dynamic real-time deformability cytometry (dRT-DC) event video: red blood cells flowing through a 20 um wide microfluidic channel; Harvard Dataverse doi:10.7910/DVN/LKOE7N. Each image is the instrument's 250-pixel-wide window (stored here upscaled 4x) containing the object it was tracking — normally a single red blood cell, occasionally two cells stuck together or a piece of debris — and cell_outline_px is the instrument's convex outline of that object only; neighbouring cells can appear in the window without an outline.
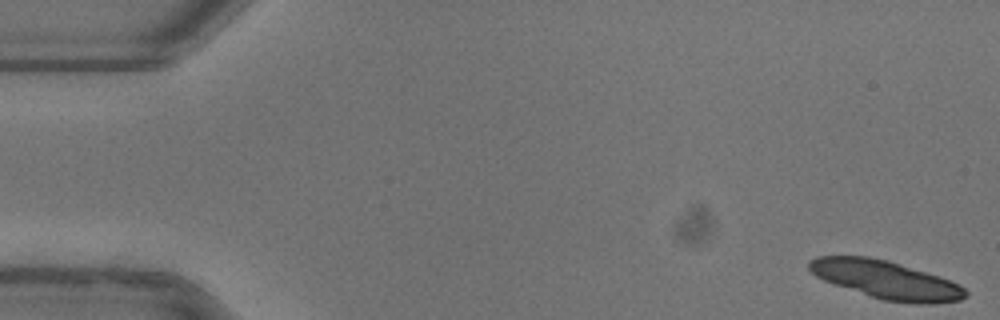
{"species": "common noctule bat (a hibernating species)", "species_latin": "Nyctalus noctula", "temperature_condition": "warm", "stored_images_in_passage": 47, "camera_frame_rate_fps": 3000, "um_per_image_px": 0.085, "animal": {"sex": "female"}, "frame": {"image": 1, "passage_image": 1, "time_ms": 0.0, "image_size_px": [1000, 320], "cell_outline_px": [[968, 296], [960, 300], [932, 304], [908, 304], [884, 300], [824, 280], [816, 276], [808, 268], [808, 260], [816, 256], [868, 256], [888, 260], [940, 276], [960, 284], [968, 292]], "centroid_in_image_um": [75.36, 23.78], "position_along_channel_um": 9.6, "area_um2": 34.74}}
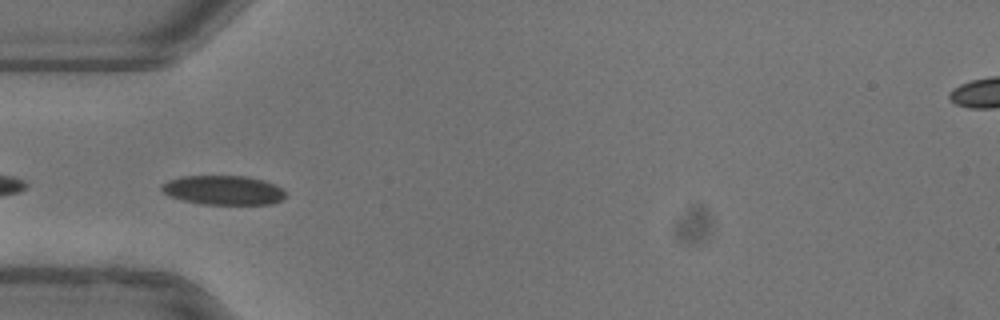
{"frame": {"image": 2, "passage_image": 17, "time_ms": 5.333, "image_size_px": [1000, 320], "cell_outline_px": [[284, 196], [280, 200], [272, 204], [200, 204], [168, 196], [160, 188], [160, 184], [168, 180], [180, 176], [248, 176], [264, 180], [280, 188], [284, 192]], "centroid_in_image_um": [18.92, 16.16], "position_along_channel_um": 66.1, "area_um2": 21.1}}
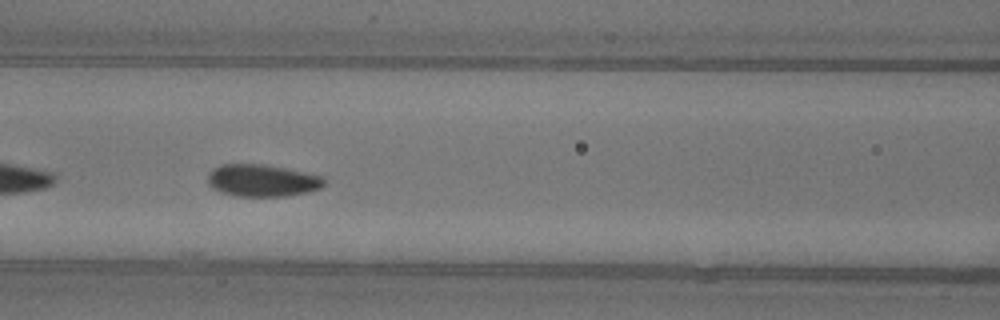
{"frame": {"image": 3, "passage_image": 23, "time_ms": 7.333, "image_size_px": [1000, 320], "cell_outline_px": [[324, 184], [320, 188], [308, 192], [284, 196], [236, 196], [220, 192], [212, 188], [208, 184], [208, 172], [212, 168], [220, 164], [264, 164], [284, 168], [320, 176], [324, 180]], "centroid_in_image_um": [22.21, 15.34], "position_along_channel_um": 144.4, "area_um2": 21.73}, "authors_computed_cell_mechanics": {"area_um2": 22.0218, "velocity_mm_per_s": 3.8949, "shape_relaxation_time_tau1_ms": 2.6977, "shape_relaxation_time_tau2_ms": null, "deformation_change_tau1": 0.1041, "deformation_change_tau2": null}}